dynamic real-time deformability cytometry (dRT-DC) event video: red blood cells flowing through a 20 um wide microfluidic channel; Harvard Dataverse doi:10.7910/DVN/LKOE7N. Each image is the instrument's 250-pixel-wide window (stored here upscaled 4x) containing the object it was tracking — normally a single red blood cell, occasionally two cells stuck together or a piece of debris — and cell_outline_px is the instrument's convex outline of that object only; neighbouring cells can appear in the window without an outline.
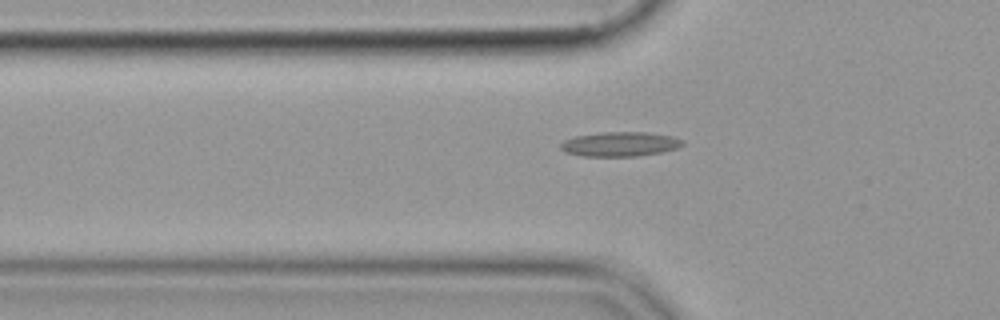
{"species": "common noctule bat (a hibernating species)", "species_latin": "Nyctalus noctula", "temperature_condition": "cold", "stored_images_in_passage": 29, "camera_frame_rate_fps": 3000, "um_per_image_px": 0.085, "animal": {"sex": "female", "body_mass_g": 19.9}, "frame": {"image": 1, "passage_image": 10, "time_ms": 3.0, "image_size_px": [1000, 320], "cell_outline_px": [[684, 144], [676, 148], [660, 152], [636, 156], [584, 156], [564, 152], [560, 148], [560, 144], [564, 140], [576, 136], [604, 132], [648, 132], [672, 136], [684, 140]], "centroid_in_image_um": [52.69, 12.24], "position_along_channel_um": 73.1, "area_um2": 17.34}}
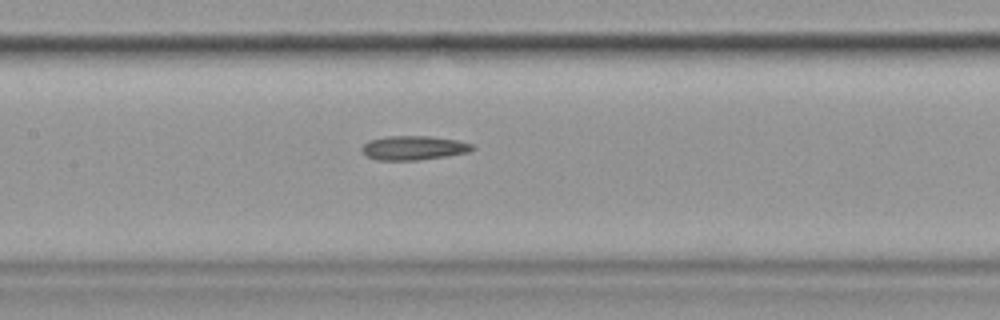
{"frame": {"image": 2, "passage_image": 18, "time_ms": 5.667, "image_size_px": [1000, 320], "cell_outline_px": [[476, 148], [468, 152], [444, 156], [416, 160], [376, 160], [368, 156], [360, 148], [368, 140], [388, 136], [428, 136], [460, 140], [472, 144]], "centroid_in_image_um": [35.17, 12.56], "position_along_channel_um": 172.2, "area_um2": 15.49}}
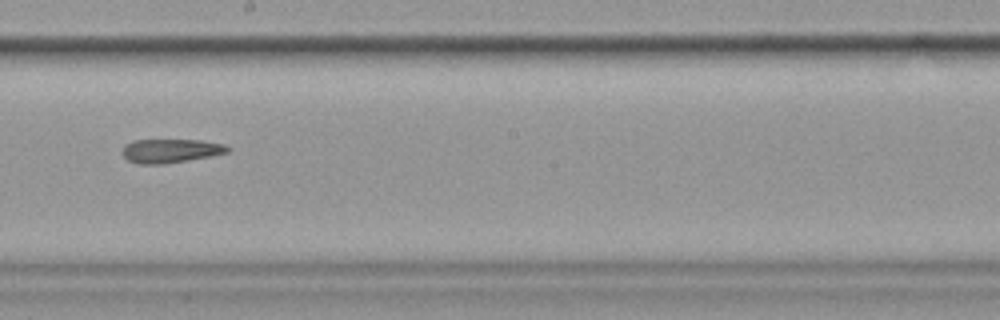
{"frame": {"image": 3, "passage_image": 23, "time_ms": 7.333, "image_size_px": [1000, 320], "cell_outline_px": [[232, 148], [228, 152], [212, 156], [188, 160], [160, 164], [140, 164], [128, 160], [120, 152], [124, 144], [132, 140], [200, 140], [224, 144]], "centroid_in_image_um": [14.48, 12.81], "position_along_channel_um": 233.7, "area_um2": 14.74}}